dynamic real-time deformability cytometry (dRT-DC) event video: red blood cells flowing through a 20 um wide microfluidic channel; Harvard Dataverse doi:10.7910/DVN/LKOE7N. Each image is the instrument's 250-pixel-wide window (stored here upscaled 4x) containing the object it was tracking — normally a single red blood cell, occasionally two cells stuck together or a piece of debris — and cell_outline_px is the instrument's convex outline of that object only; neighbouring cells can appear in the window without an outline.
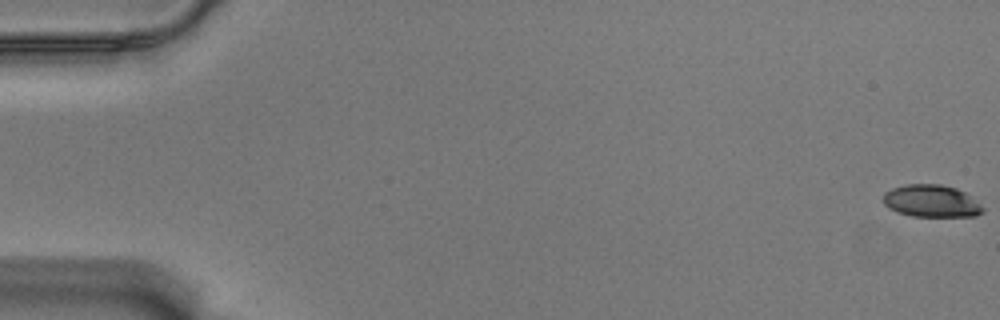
{"species": "Egyptian fruit bat (a non-hibernating species)", "species_latin": "Rousettus aegyptiacus", "temperature_condition": "warm", "stored_images_in_passage": 60, "camera_frame_rate_fps": 3000, "um_per_image_px": 0.085, "animal": {"sex": "male"}, "frame": {"image": 1, "passage_image": 1, "time_ms": 0.0, "image_size_px": [1000, 320], "cell_outline_px": [[984, 212], [976, 216], [912, 216], [896, 212], [888, 208], [884, 204], [884, 192], [892, 188], [904, 184], [940, 184], [956, 188], [964, 192], [980, 204], [984, 208]], "centroid_in_image_um": [79.15, 17.09], "position_along_channel_um": 5.9, "area_um2": 18.79}}
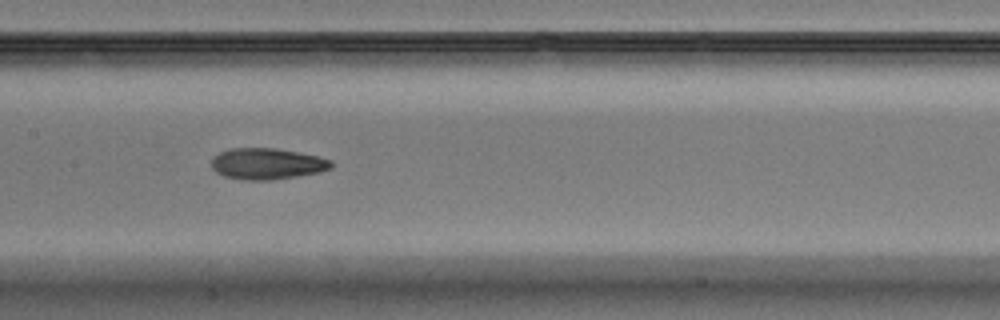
{"frame": {"image": 2, "passage_image": 30, "time_ms": 9.667, "image_size_px": [1000, 320], "cell_outline_px": [[332, 168], [320, 172], [272, 180], [244, 180], [224, 176], [216, 172], [212, 168], [212, 160], [220, 152], [232, 148], [276, 148], [320, 156], [332, 160]], "centroid_in_image_um": [22.73, 13.92], "position_along_channel_um": 184.7, "area_um2": 21.79}}
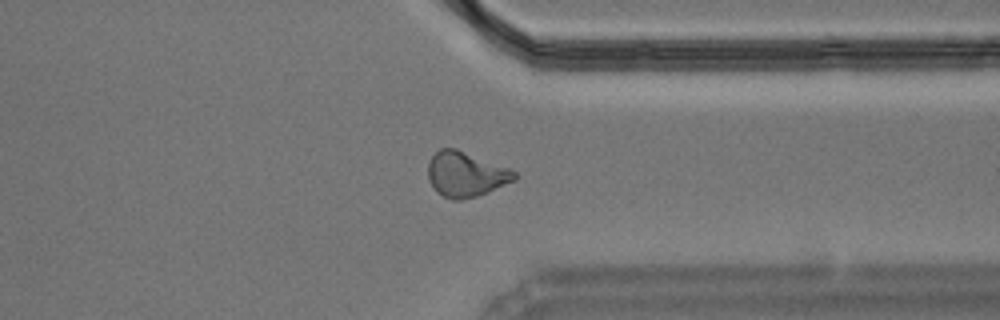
{"frame": {"image": 3, "passage_image": 46, "time_ms": 15.0, "image_size_px": [1000, 320], "cell_outline_px": [[520, 176], [516, 180], [488, 192], [476, 196], [460, 200], [452, 200], [436, 192], [428, 180], [428, 164], [432, 156], [440, 148], [456, 148], [512, 168]], "centroid_in_image_um": [39.63, 14.81], "position_along_channel_um": 371.8, "area_um2": 23.06}, "authors_computed_cell_mechanics": {"area_um2": 21.4149, "velocity_mm_per_s": 3.5375, "shape_relaxation_time_tau1_ms": 4.9861, "shape_relaxation_time_tau2_ms": 2.942, "deformation_change_tau1": 0.1904, "deformation_change_tau2": 0.1047}}